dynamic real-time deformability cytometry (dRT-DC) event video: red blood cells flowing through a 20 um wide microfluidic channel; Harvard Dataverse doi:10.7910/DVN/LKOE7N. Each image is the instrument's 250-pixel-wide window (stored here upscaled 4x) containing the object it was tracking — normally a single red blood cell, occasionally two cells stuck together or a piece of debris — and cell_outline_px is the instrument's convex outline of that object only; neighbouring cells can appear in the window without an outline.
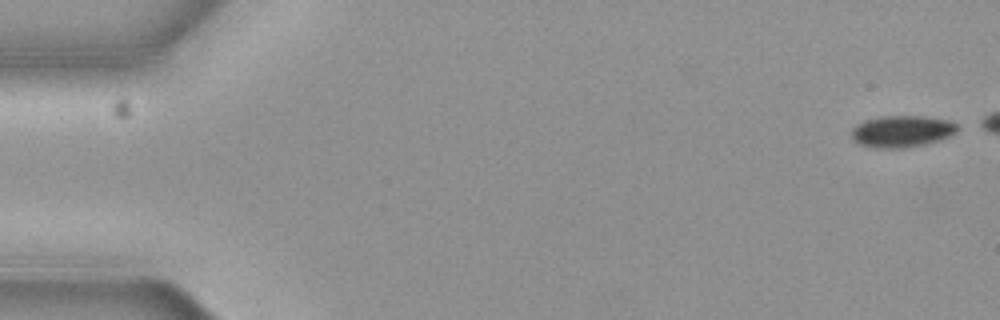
{"species": "common noctule bat (a hibernating species)", "species_latin": "Nyctalus noctula", "temperature_condition": "cold", "stored_images_in_passage": 5, "camera_frame_rate_fps": 3000, "um_per_image_px": 0.085, "animal": {"sex": "female", "body_mass_g": 19.3, "forearm_length_mm": 54.1}, "frame": {"image": 1, "passage_image": 1, "time_ms": 0.0, "image_size_px": [1000, 320], "cell_outline_px": [[960, 128], [956, 132], [948, 136], [924, 144], [900, 148], [884, 148], [860, 144], [852, 140], [852, 128], [856, 124], [864, 120], [880, 116], [924, 116], [948, 120], [956, 124]], "centroid_in_image_um": [76.64, 11.14], "position_along_channel_um": 8.4, "area_um2": 19.36}}